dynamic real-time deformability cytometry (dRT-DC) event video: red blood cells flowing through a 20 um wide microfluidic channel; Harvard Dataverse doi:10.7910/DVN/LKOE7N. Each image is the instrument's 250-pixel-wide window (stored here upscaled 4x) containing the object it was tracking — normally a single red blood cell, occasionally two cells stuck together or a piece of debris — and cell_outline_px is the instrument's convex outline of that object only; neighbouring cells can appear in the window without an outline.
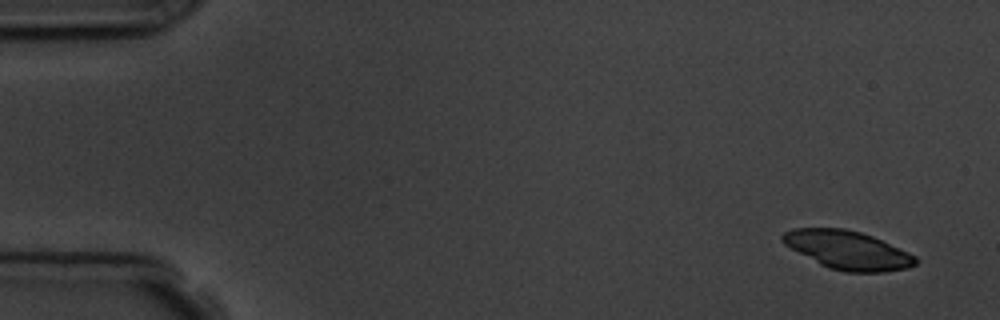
{"species": "common noctule bat (a hibernating species)", "species_latin": "Nyctalus noctula", "temperature_condition": "room temperature", "stored_images_in_passage": 5, "camera_frame_rate_fps": 3000, "um_per_image_px": 0.085, "animal": {"sex": "male", "body_mass_g": 19.5, "forearm_length_mm": 54.6}, "frame": {"image": 1, "passage_image": 1, "time_ms": 0.0, "image_size_px": [1000, 320], "cell_outline_px": [[920, 260], [916, 264], [908, 268], [884, 272], [844, 272], [828, 268], [820, 264], [784, 244], [780, 240], [780, 236], [784, 232], [792, 228], [844, 228], [860, 232], [872, 236], [908, 252], [916, 256]], "centroid_in_image_um": [72.06, 21.26], "position_along_channel_um": 12.9, "area_um2": 29.82}}